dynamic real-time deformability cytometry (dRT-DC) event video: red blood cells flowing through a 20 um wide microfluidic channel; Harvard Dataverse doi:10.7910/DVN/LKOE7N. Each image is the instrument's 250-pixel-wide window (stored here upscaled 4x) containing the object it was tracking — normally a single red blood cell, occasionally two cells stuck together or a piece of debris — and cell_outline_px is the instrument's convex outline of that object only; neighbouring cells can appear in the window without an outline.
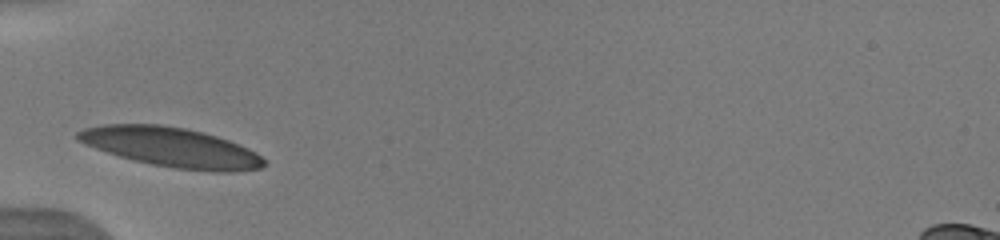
{"species": "human", "species_latin": "Homo sapiens", "temperature_condition": "warm", "stored_images_in_passage": 35, "camera_frame_rate_fps": 3000, "um_per_image_px": 0.085, "donor": {"sex": "male"}, "frame": {"image": 1, "passage_image": 1, "time_ms": 0.0, "image_size_px": [1000, 240], "cell_outline_px": [[264, 164], [260, 168], [232, 172], [212, 172], [176, 168], [152, 164], [120, 156], [84, 144], [76, 140], [76, 132], [84, 128], [104, 124], [160, 124], [184, 128], [204, 132], [228, 140], [260, 156], [264, 160]], "centroid_in_image_um": [14.5, 12.51], "position_along_channel_um": 70.5, "area_um2": 42.37}, "authors_computed_cell_mechanics": {"area_um2": 40.3444, "velocity_mm_per_s": 3.8885, "shape_relaxation_time_tau1_ms": 1.7524, "shape_relaxation_time_tau2_ms": 8.8722, "deformation_change_tau1": 0.1115, "deformation_change_tau2": 0.1859}}